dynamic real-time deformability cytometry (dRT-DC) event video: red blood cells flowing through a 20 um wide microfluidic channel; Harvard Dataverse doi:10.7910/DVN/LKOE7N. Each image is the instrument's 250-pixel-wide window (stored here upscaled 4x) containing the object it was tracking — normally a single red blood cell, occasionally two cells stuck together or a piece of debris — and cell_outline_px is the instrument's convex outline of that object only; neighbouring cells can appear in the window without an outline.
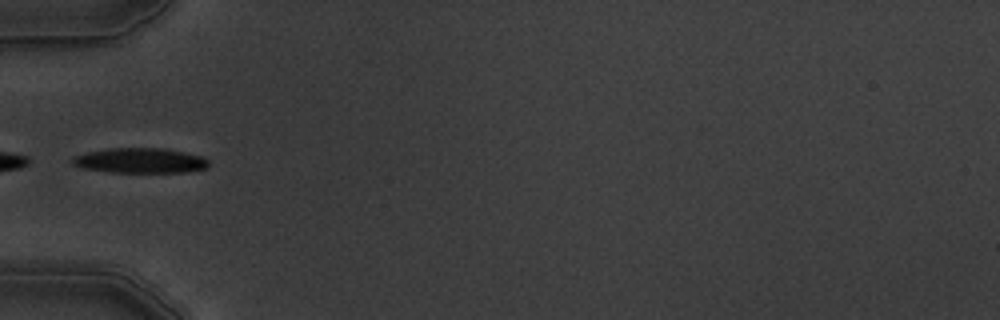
{"species": "common noctule bat (a hibernating species)", "species_latin": "Nyctalus noctula", "temperature_condition": "warm", "stored_images_in_passage": 6, "camera_frame_rate_fps": 3000, "um_per_image_px": 0.085, "animal": {"sex": "male", "body_mass_g": 19.5, "forearm_length_mm": 54.6}, "frame": {"image": 1, "passage_image": 5, "time_ms": 4.667, "image_size_px": [1000, 320], "cell_outline_px": [[208, 164], [204, 168], [184, 172], [112, 172], [80, 168], [72, 164], [72, 156], [88, 152], [108, 148], [164, 148], [200, 156], [208, 160]], "centroid_in_image_um": [11.84, 13.64], "position_along_channel_um": 73.2, "area_um2": 19.71}}